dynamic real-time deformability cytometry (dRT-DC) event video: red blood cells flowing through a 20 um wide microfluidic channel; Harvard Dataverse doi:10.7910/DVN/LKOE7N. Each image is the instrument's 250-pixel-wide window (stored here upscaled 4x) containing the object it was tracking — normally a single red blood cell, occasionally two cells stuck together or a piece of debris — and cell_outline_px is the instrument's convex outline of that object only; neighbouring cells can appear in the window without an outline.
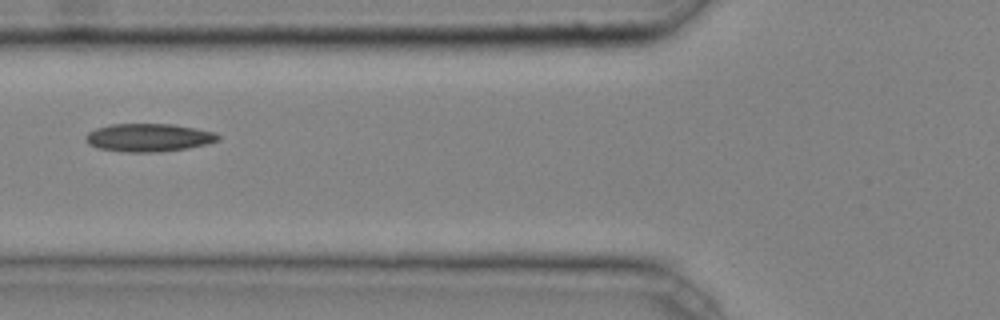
{"species": "common noctule bat (a hibernating species)", "species_latin": "Nyctalus noctula", "temperature_condition": "cold", "stored_images_in_passage": 6, "camera_frame_rate_fps": 3000, "um_per_image_px": 0.085, "animal": {"sex": "male", "body_mass_g": 20.4}, "frame": {"image": 1, "passage_image": 6, "time_ms": 1.667, "image_size_px": [1000, 320], "cell_outline_px": [[220, 140], [208, 144], [188, 148], [160, 152], [124, 152], [100, 148], [88, 144], [84, 140], [84, 136], [88, 132], [96, 128], [112, 124], [172, 124], [212, 132], [220, 136]], "centroid_in_image_um": [12.6, 11.7], "position_along_channel_um": 113.2, "area_um2": 21.62}}